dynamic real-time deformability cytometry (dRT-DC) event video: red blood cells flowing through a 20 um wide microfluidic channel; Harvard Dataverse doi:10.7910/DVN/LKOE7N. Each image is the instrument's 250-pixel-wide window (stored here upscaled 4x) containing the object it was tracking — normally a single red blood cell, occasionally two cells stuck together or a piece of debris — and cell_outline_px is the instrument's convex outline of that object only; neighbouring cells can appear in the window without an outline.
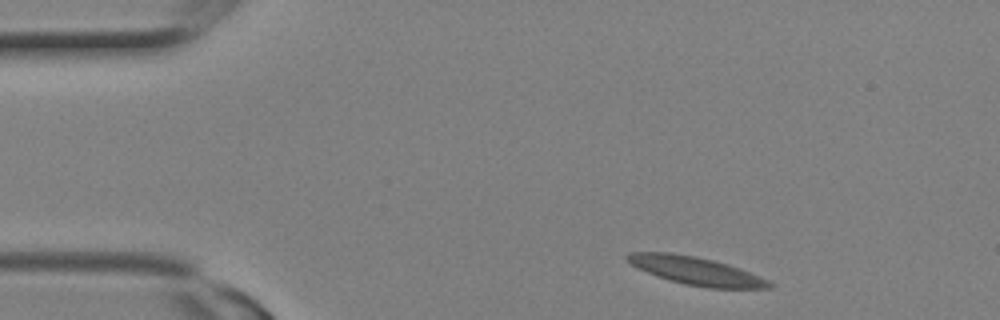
{"species": "Egyptian fruit bat (a non-hibernating species)", "species_latin": "Rousettus aegyptiacus", "temperature_condition": "room temperature", "stored_images_in_passage": 5, "camera_frame_rate_fps": 3000, "um_per_image_px": 0.085, "animal": {"sex": "female"}, "frame": {"image": 1, "passage_image": 1, "time_ms": 0.0, "image_size_px": [1000, 320], "cell_outline_px": [[776, 284], [772, 288], [708, 288], [684, 284], [656, 276], [632, 264], [624, 256], [628, 252], [668, 252], [696, 256], [728, 264], [740, 268], [768, 280]], "centroid_in_image_um": [59.19, 23.02], "position_along_channel_um": 25.8, "area_um2": 23.06}}
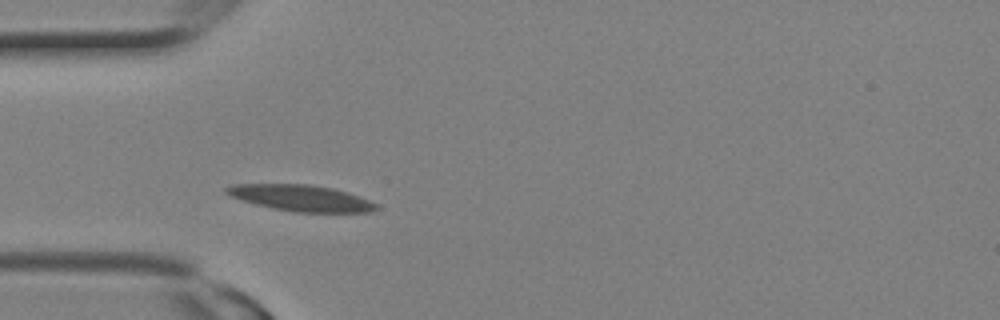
{"frame": {"image": 2, "passage_image": 5, "time_ms": 1.333, "image_size_px": [1000, 320], "cell_outline_px": [[380, 208], [368, 212], [296, 212], [272, 208], [256, 204], [228, 196], [224, 192], [224, 188], [232, 184], [308, 184], [332, 188], [368, 200], [376, 204]], "centroid_in_image_um": [25.51, 16.83], "position_along_channel_um": 59.5, "area_um2": 22.66}}